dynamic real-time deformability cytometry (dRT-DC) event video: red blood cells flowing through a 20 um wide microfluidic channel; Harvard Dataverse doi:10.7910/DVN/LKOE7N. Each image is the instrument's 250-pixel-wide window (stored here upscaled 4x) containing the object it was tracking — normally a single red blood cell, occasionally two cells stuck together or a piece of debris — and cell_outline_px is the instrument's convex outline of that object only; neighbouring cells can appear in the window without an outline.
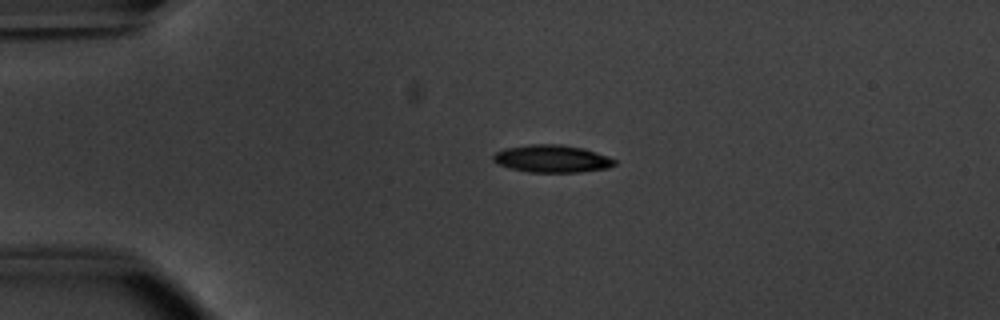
{"species": "common noctule bat (a hibernating species)", "species_latin": "Nyctalus noctula", "temperature_condition": "warm", "stored_images_in_passage": 42, "camera_frame_rate_fps": 3000, "um_per_image_px": 0.085, "animal": {"sex": "male", "body_mass_g": 20.1, "forearm_length_mm": 53.5}, "frame": {"image": 1, "passage_image": 1, "time_ms": 0.0, "image_size_px": [1000, 320], "cell_outline_px": [[616, 164], [608, 168], [580, 172], [528, 172], [496, 164], [492, 160], [492, 156], [496, 152], [504, 148], [528, 144], [560, 144], [584, 148], [608, 156], [616, 160]], "centroid_in_image_um": [46.91, 13.48], "position_along_channel_um": 38.1, "area_um2": 19.59}}
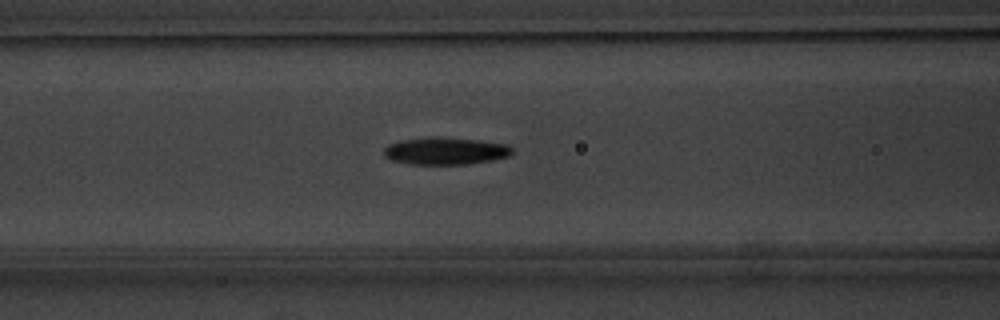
{"frame": {"image": 2, "passage_image": 11, "time_ms": 3.333, "image_size_px": [1000, 320], "cell_outline_px": [[512, 152], [508, 156], [492, 160], [468, 164], [408, 164], [392, 160], [384, 156], [384, 148], [388, 144], [400, 140], [428, 136], [432, 136], [480, 140], [508, 144], [512, 148]], "centroid_in_image_um": [37.84, 12.82], "position_along_channel_um": 128.8, "area_um2": 20.58}}
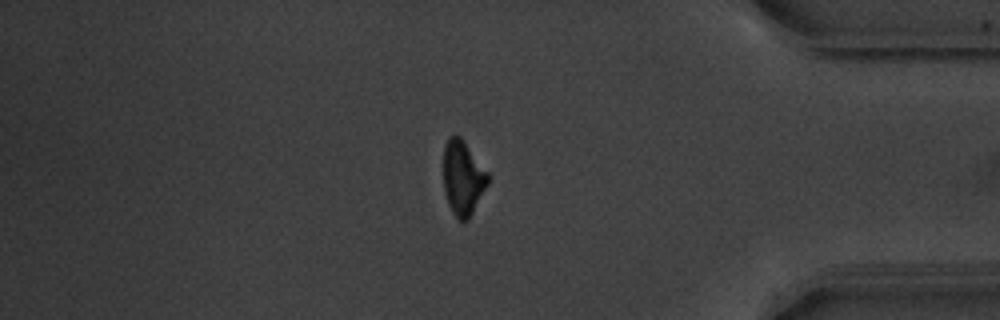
{"frame": {"image": 3, "passage_image": 34, "time_ms": 11.0, "image_size_px": [1000, 320], "cell_outline_px": [[488, 184], [468, 220], [464, 224], [452, 212], [448, 204], [444, 192], [444, 144], [448, 136], [456, 132], [464, 140], [488, 172]], "centroid_in_image_um": [39.33, 15.08], "position_along_channel_um": 395.9, "area_um2": 19.54}, "authors_computed_cell_mechanics": {"area_um2": 19.9988, "velocity_mm_per_s": 3.8194, "shape_relaxation_time_tau1_ms": 3.5777, "shape_relaxation_time_tau2_ms": null, "deformation_change_tau1": 0.1457, "deformation_change_tau2": null}}